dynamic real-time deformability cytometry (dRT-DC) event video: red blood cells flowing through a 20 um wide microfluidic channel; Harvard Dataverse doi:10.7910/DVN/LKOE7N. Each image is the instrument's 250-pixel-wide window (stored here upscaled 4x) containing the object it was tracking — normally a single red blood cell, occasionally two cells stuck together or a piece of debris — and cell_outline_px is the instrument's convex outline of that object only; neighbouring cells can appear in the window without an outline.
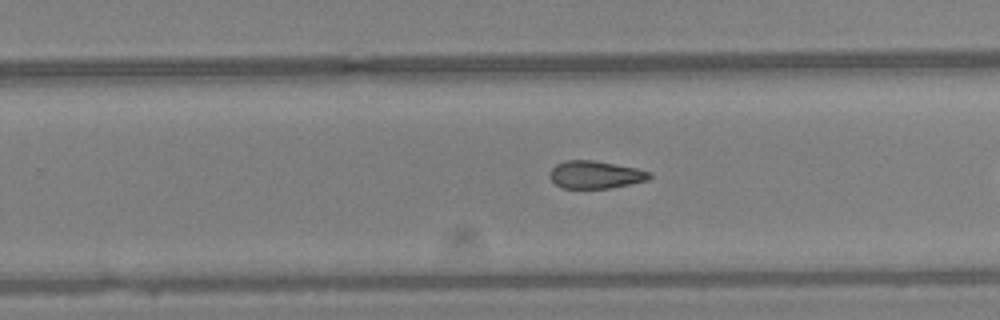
{"species": "Egyptian fruit bat (a non-hibernating species)", "species_latin": "Rousettus aegyptiacus", "temperature_condition": "warm", "stored_images_in_passage": 32, "camera_frame_rate_fps": 3000, "um_per_image_px": 0.085, "animal": {"sex": "female"}, "frame": {"image": 1, "passage_image": 17, "time_ms": 5.333, "image_size_px": [1000, 320], "cell_outline_px": [[652, 176], [648, 180], [608, 188], [560, 188], [552, 180], [552, 168], [556, 164], [564, 160], [592, 160], [636, 168], [652, 172]], "centroid_in_image_um": [50.63, 14.84], "position_along_channel_um": 279.2, "area_um2": 15.84}}
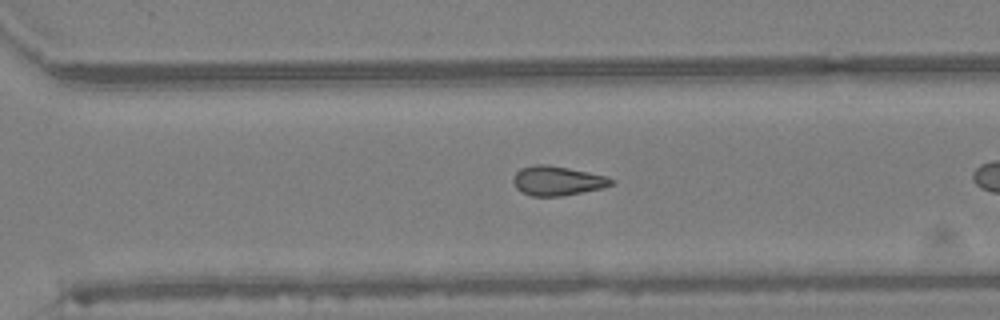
{"frame": {"image": 2, "passage_image": 20, "time_ms": 6.333, "image_size_px": [1000, 320], "cell_outline_px": [[612, 184], [604, 188], [584, 192], [560, 196], [532, 196], [520, 192], [516, 188], [512, 180], [516, 172], [520, 168], [532, 164], [548, 164], [588, 172], [604, 176], [612, 180]], "centroid_in_image_um": [47.31, 15.36], "position_along_channel_um": 323.3, "area_um2": 16.82}, "authors_computed_cell_mechanics": {"area_um2": 16.3574, "velocity_mm_per_s": 4.3698, "shape_relaxation_time_tau1_ms": null, "shape_relaxation_time_tau2_ms": 4.4907, "deformation_change_tau1": null, "deformation_change_tau2": 0.1012}}